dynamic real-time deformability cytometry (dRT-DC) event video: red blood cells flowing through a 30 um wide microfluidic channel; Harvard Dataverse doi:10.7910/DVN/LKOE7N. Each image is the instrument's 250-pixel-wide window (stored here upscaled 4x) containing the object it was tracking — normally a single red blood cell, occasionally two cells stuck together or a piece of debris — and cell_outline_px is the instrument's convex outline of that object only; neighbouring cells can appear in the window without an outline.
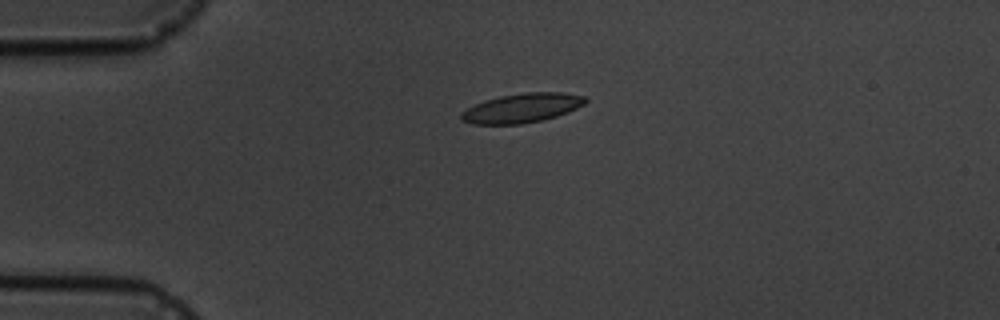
{"species": "common noctule bat (a hibernating species)", "species_latin": "Nyctalus noctula", "temperature_condition": "cold", "stored_images_in_passage": 4, "camera_frame_rate_fps": 3000, "um_per_image_px": 0.085, "animal": {"sex": "male", "body_mass_g": 19.5, "forearm_length_mm": 54.6}, "frame": {"image": 1, "passage_image": 1, "time_ms": 0.0, "image_size_px": [1000, 320], "cell_outline_px": [[588, 100], [584, 104], [568, 112], [544, 120], [520, 124], [472, 124], [460, 120], [460, 112], [484, 100], [500, 96], [524, 92], [564, 92], [588, 96]], "centroid_in_image_um": [44.39, 9.17], "position_along_channel_um": 40.6, "area_um2": 21.39}}
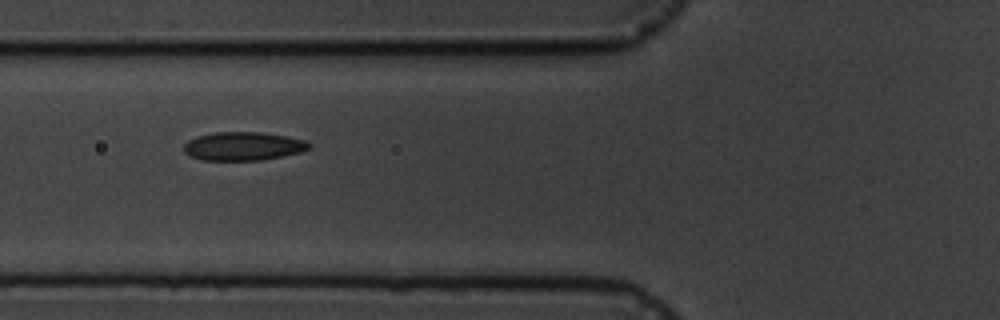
{"frame": {"image": 2, "passage_image": 3, "time_ms": 2.667, "image_size_px": [1000, 320], "cell_outline_px": [[312, 148], [300, 152], [264, 160], [204, 160], [188, 156], [184, 152], [184, 144], [188, 140], [196, 136], [216, 132], [260, 132], [288, 136], [304, 140], [312, 144]], "centroid_in_image_um": [20.68, 12.42], "position_along_channel_um": 105.1, "area_um2": 20.98}}
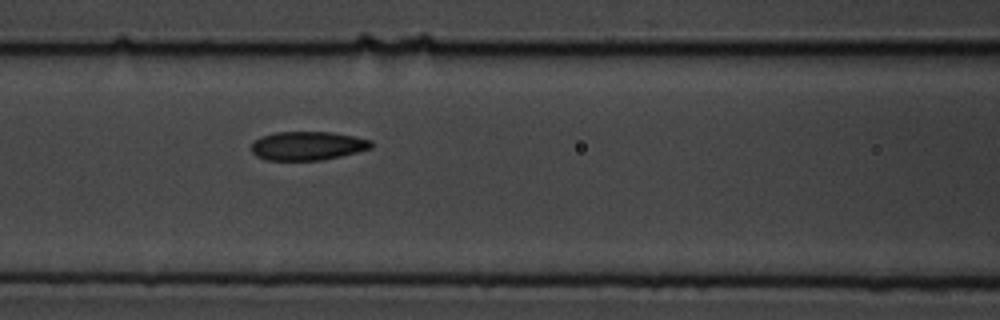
{"frame": {"image": 3, "passage_image": 4, "time_ms": 3.667, "image_size_px": [1000, 320], "cell_outline_px": [[372, 148], [340, 156], [320, 160], [264, 160], [256, 156], [252, 152], [252, 144], [260, 136], [276, 132], [332, 132], [356, 136], [372, 140]], "centroid_in_image_um": [26.15, 12.39], "position_along_channel_um": 140.5, "area_um2": 20.11}}